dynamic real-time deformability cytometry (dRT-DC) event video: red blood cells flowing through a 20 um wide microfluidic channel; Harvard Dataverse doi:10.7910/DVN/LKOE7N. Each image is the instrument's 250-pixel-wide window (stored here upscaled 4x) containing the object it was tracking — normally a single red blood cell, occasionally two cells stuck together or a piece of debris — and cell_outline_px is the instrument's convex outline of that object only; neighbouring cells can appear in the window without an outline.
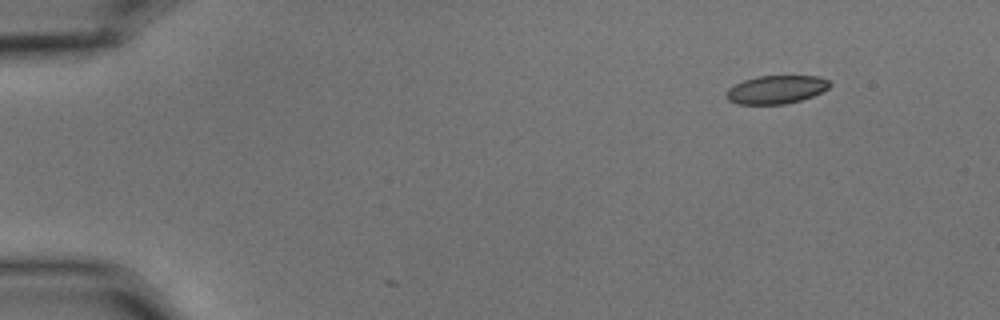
{"species": "common noctule bat (a hibernating species)", "species_latin": "Nyctalus noctula", "temperature_condition": "cold", "stored_images_in_passage": 3, "camera_frame_rate_fps": 3000, "um_per_image_px": 0.085, "animal": {"sex": "male", "body_mass_g": 15.6}, "frame": {"image": 1, "passage_image": 1, "time_ms": 0.0, "image_size_px": [1000, 320], "cell_outline_px": [[832, 84], [828, 88], [812, 96], [800, 100], [784, 104], [736, 104], [728, 100], [724, 96], [728, 88], [744, 80], [756, 76], [816, 76], [828, 80]], "centroid_in_image_um": [65.94, 7.61], "position_along_channel_um": 19.1, "area_um2": 16.99}}